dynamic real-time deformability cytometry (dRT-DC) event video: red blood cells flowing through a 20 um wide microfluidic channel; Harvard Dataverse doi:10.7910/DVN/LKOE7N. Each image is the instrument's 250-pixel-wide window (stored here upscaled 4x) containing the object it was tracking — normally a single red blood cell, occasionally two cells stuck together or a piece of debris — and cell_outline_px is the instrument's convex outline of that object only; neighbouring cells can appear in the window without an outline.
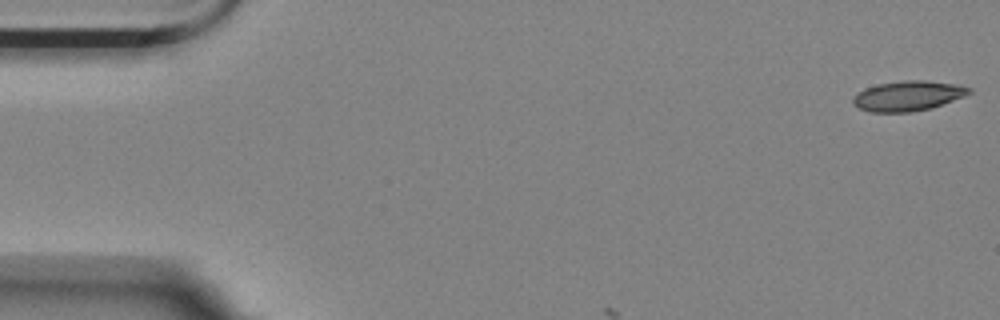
{"species": "Egyptian fruit bat (a non-hibernating species)", "species_latin": "Rousettus aegyptiacus", "temperature_condition": "room temperature", "stored_images_in_passage": 6, "camera_frame_rate_fps": 3000, "um_per_image_px": 0.085, "animal": {"sex": "female"}, "frame": {"image": 1, "passage_image": 1, "time_ms": 0.0, "image_size_px": [1000, 320], "cell_outline_px": [[972, 92], [964, 96], [932, 108], [912, 112], [872, 112], [860, 108], [852, 104], [852, 100], [864, 88], [880, 84], [904, 80], [924, 80], [956, 84], [972, 88]], "centroid_in_image_um": [77.21, 8.15], "position_along_channel_um": 7.8, "area_um2": 20.17}}